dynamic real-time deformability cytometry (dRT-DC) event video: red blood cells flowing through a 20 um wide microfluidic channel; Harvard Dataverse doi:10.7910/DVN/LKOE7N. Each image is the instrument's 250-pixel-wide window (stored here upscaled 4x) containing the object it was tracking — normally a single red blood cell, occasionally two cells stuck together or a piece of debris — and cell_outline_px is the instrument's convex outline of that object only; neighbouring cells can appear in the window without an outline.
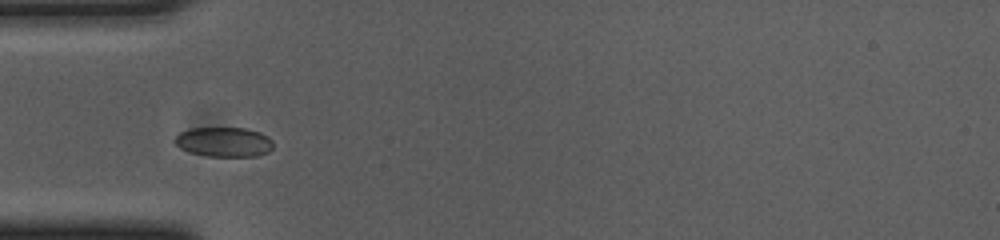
{"species": "common noctule bat (a hibernating species)", "species_latin": "Nyctalus noctula", "temperature_condition": "cold", "stored_images_in_passage": 39, "camera_frame_rate_fps": 3000, "um_per_image_px": 0.085, "animal": {"sex": "female", "body_mass_g": 23.0, "forearm_length_mm": 53.4}, "frame": {"image": 1, "passage_image": 1, "time_ms": 0.0, "image_size_px": [1000, 240], "cell_outline_px": [[272, 148], [268, 152], [256, 156], [208, 156], [192, 152], [180, 148], [172, 140], [180, 132], [192, 128], [248, 128], [260, 132], [268, 136], [272, 140]], "centroid_in_image_um": [19.05, 12.06], "position_along_channel_um": 66.0, "area_um2": 16.99}}
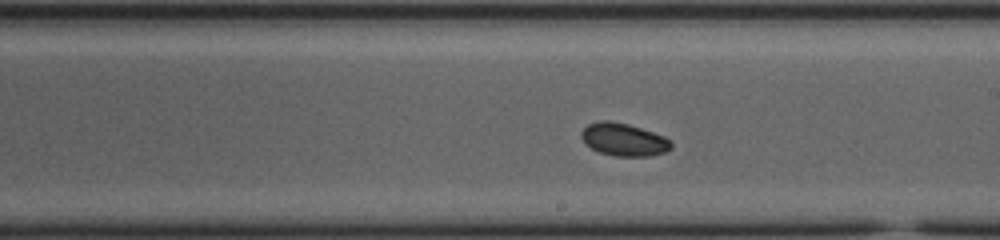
{"frame": {"image": 2, "passage_image": 15, "time_ms": 4.667, "image_size_px": [1000, 240], "cell_outline_px": [[672, 148], [668, 152], [648, 156], [616, 156], [600, 152], [592, 148], [580, 136], [580, 132], [588, 124], [600, 120], [608, 120], [628, 124], [664, 136], [672, 140]], "centroid_in_image_um": [53.05, 11.86], "position_along_channel_um": 235.9, "area_um2": 17.11}}
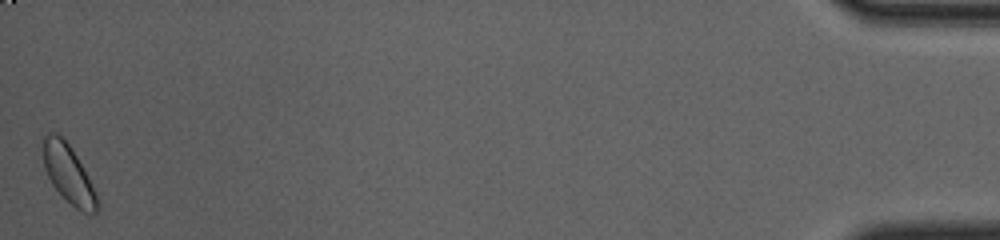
{"frame": {"image": 3, "passage_image": 39, "time_ms": 12.667, "image_size_px": [1000, 240], "cell_outline_px": [[100, 208], [96, 212], [84, 212], [76, 208], [52, 184], [44, 168], [44, 136], [48, 132], [56, 132], [72, 148], [96, 192], [100, 200]], "centroid_in_image_um": [5.85, 14.8], "position_along_channel_um": 429.4, "area_um2": 17.92}, "authors_computed_cell_mechanics": {"area_um2": 16.9932, "velocity_mm_per_s": 3.6509, "shape_relaxation_time_tau1_ms": 1.2905, "shape_relaxation_time_tau2_ms": null, "deformation_change_tau1": 0.0483, "deformation_change_tau2": null}}